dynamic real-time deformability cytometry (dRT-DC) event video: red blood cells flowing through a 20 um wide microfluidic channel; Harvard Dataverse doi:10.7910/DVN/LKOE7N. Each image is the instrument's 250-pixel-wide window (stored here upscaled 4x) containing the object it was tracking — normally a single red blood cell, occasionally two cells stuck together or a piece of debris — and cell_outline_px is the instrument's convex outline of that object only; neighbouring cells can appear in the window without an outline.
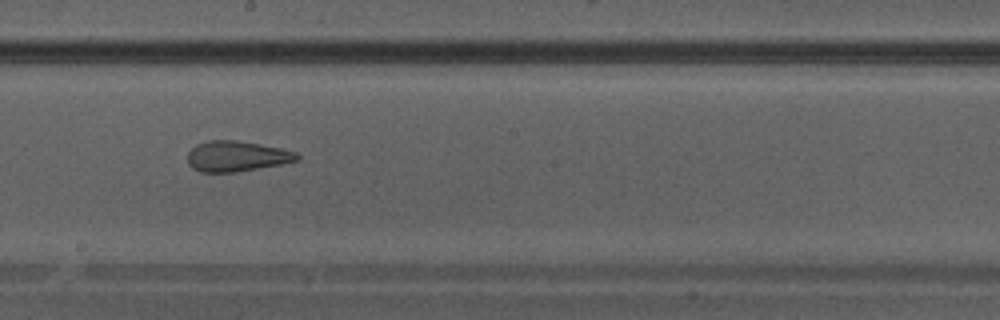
{"species": "Egyptian fruit bat (a non-hibernating species)", "species_latin": "Rousettus aegyptiacus", "temperature_condition": "warm", "stored_images_in_passage": 40, "camera_frame_rate_fps": 3000, "um_per_image_px": 0.085, "animal": {"sex": "male"}, "frame": {"image": 1, "passage_image": 23, "time_ms": 7.333, "image_size_px": [1000, 320], "cell_outline_px": [[300, 160], [280, 164], [236, 172], [200, 172], [192, 168], [188, 164], [188, 152], [196, 144], [208, 140], [236, 140], [260, 144], [280, 148], [296, 152], [300, 156]], "centroid_in_image_um": [20.1, 13.28], "position_along_channel_um": 228.1, "area_um2": 19.48}}